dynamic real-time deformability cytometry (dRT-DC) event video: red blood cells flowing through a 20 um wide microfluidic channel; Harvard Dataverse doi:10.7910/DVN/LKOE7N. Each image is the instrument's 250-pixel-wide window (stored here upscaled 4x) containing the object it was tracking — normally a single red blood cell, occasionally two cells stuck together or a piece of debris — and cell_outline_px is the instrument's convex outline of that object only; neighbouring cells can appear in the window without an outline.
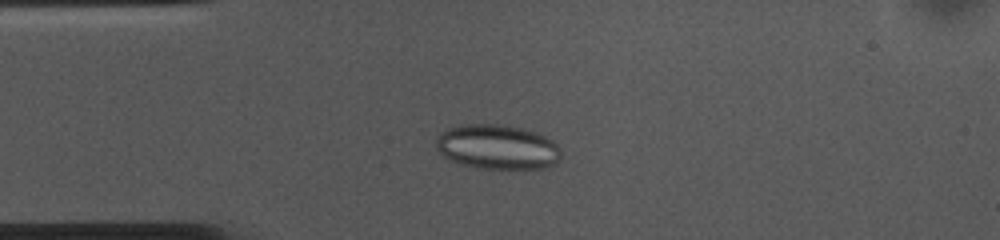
{"species": "common noctule bat (a hibernating species)", "species_latin": "Nyctalus noctula", "temperature_condition": "cold", "stored_images_in_passage": 43, "camera_frame_rate_fps": 3000, "um_per_image_px": 0.085, "animal": {"sex": "female", "body_mass_g": 10.0, "forearm_length_mm": 53.1}, "frame": {"image": 1, "passage_image": 1, "time_ms": 0.0, "image_size_px": [1000, 240], "cell_outline_px": [[560, 156], [552, 164], [544, 168], [476, 168], [460, 164], [448, 160], [436, 148], [436, 140], [440, 132], [448, 128], [464, 124], [500, 124], [520, 128], [544, 136], [552, 140], [560, 148]], "centroid_in_image_um": [42.21, 12.49], "position_along_channel_um": 42.8, "area_um2": 32.31}}
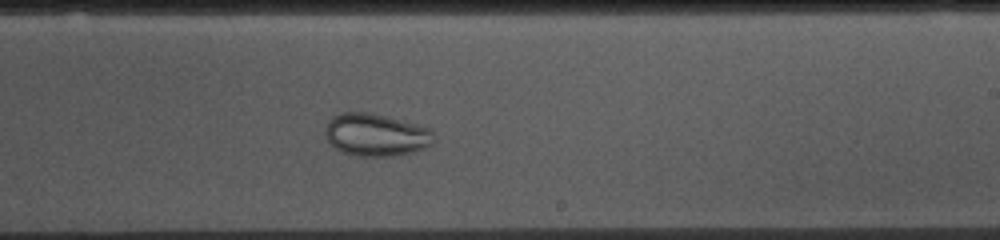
{"frame": {"image": 2, "passage_image": 20, "time_ms": 6.333, "image_size_px": [1000, 240], "cell_outline_px": [[436, 140], [432, 144], [424, 148], [412, 152], [396, 156], [352, 156], [332, 148], [328, 144], [324, 136], [324, 128], [328, 120], [332, 116], [340, 112], [364, 112], [384, 116], [428, 128], [432, 132]], "centroid_in_image_um": [31.86, 11.48], "position_along_channel_um": 257.1, "area_um2": 27.22}}
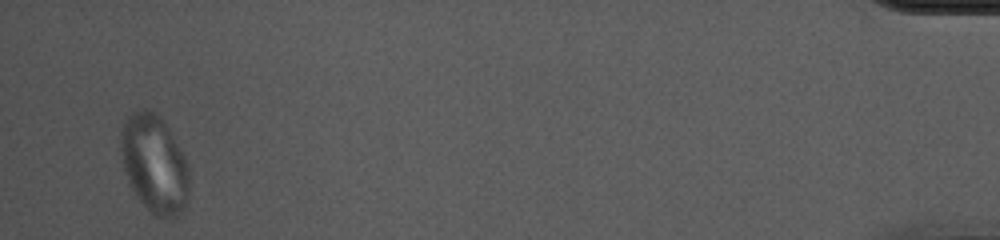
{"frame": {"image": 3, "passage_image": 41, "time_ms": 13.333, "image_size_px": [1000, 240], "cell_outline_px": [[188, 200], [184, 212], [172, 220], [164, 220], [156, 216], [136, 196], [128, 180], [124, 168], [120, 148], [120, 132], [124, 120], [132, 112], [140, 108], [152, 108], [160, 116], [168, 128], [184, 156], [188, 164]], "centroid_in_image_um": [13.13, 13.94], "position_along_channel_um": 422.1, "area_um2": 39.59}}